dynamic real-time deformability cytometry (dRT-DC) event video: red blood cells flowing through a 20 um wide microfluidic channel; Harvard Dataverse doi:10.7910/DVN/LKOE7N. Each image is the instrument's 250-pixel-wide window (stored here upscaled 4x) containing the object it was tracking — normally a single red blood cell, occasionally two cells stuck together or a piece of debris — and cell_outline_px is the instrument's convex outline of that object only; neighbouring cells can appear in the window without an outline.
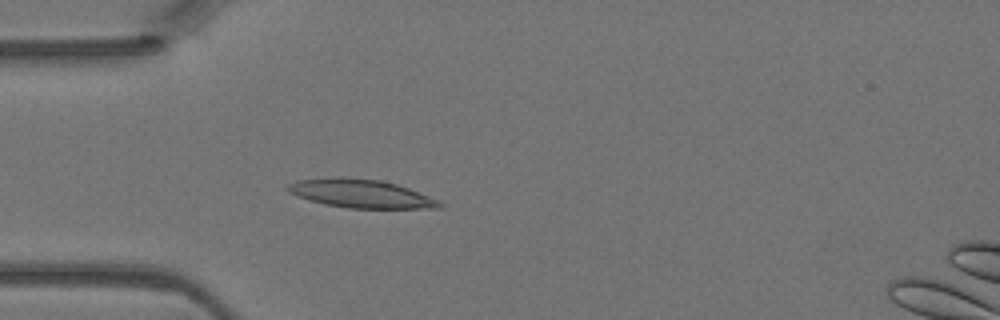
{"species": "Egyptian fruit bat (a non-hibernating species)", "species_latin": "Rousettus aegyptiacus", "temperature_condition": "warm", "stored_images_in_passage": 34, "camera_frame_rate_fps": 3000, "um_per_image_px": 0.085, "animal": {"sex": "female"}, "frame": {"image": 1, "passage_image": 6, "time_ms": 1.667, "image_size_px": [1000, 320], "cell_outline_px": [[444, 204], [440, 208], [348, 208], [324, 204], [296, 196], [288, 192], [284, 188], [288, 184], [296, 180], [380, 180], [396, 184], [408, 188], [440, 200]], "centroid_in_image_um": [30.73, 16.51], "position_along_channel_um": 54.3, "area_um2": 24.1}}
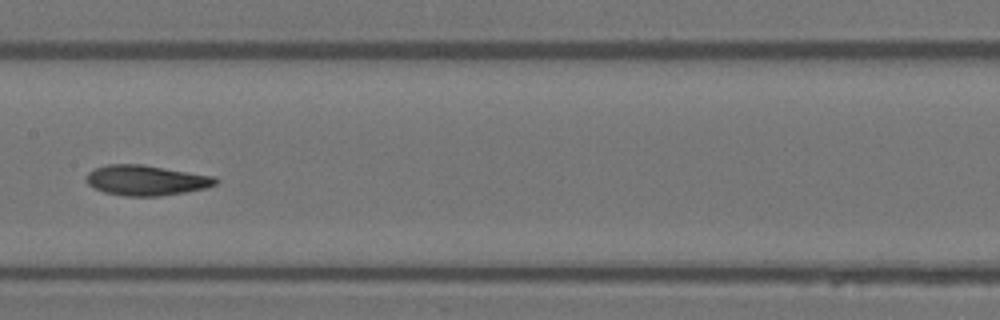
{"frame": {"image": 2, "passage_image": 16, "time_ms": 5.0, "image_size_px": [1000, 320], "cell_outline_px": [[220, 180], [216, 184], [208, 188], [160, 196], [124, 196], [104, 192], [88, 184], [88, 172], [96, 168], [108, 164], [144, 164], [216, 176]], "centroid_in_image_um": [12.5, 15.32], "position_along_channel_um": 194.9, "area_um2": 22.89}}
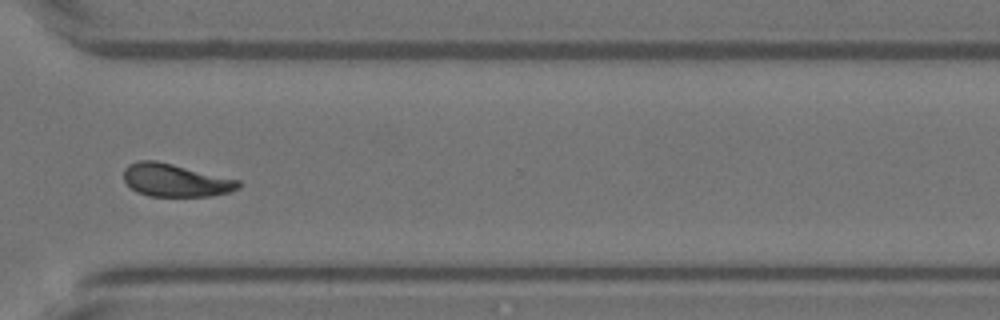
{"frame": {"image": 3, "passage_image": 27, "time_ms": 8.667, "image_size_px": [1000, 320], "cell_outline_px": [[244, 184], [240, 188], [228, 192], [208, 196], [148, 196], [136, 192], [124, 180], [124, 168], [128, 164], [140, 160], [156, 160], [240, 180]], "centroid_in_image_um": [14.92, 15.32], "position_along_channel_um": 355.7, "area_um2": 22.02}}